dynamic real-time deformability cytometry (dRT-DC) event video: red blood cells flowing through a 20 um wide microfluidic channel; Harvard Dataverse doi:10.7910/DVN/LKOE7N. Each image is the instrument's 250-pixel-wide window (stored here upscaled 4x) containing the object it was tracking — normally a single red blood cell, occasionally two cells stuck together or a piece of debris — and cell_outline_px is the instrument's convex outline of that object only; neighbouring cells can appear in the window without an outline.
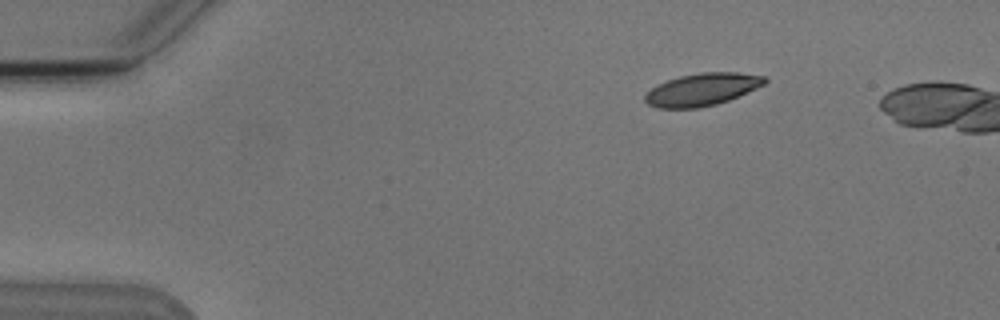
{"species": "Egyptian fruit bat (a non-hibernating species)", "species_latin": "Rousettus aegyptiacus", "temperature_condition": "cold", "stored_images_in_passage": 4, "camera_frame_rate_fps": 3000, "um_per_image_px": 0.085, "animal": {"sex": "male"}, "frame": {"image": 1, "passage_image": 1, "time_ms": 0.0, "image_size_px": [1000, 320], "cell_outline_px": [[768, 80], [764, 84], [756, 88], [728, 100], [716, 104], [696, 108], [656, 108], [648, 104], [644, 100], [644, 96], [652, 88], [668, 80], [680, 76], [700, 72], [736, 72], [764, 76]], "centroid_in_image_um": [59.67, 7.6], "position_along_channel_um": 25.3, "area_um2": 22.37}}